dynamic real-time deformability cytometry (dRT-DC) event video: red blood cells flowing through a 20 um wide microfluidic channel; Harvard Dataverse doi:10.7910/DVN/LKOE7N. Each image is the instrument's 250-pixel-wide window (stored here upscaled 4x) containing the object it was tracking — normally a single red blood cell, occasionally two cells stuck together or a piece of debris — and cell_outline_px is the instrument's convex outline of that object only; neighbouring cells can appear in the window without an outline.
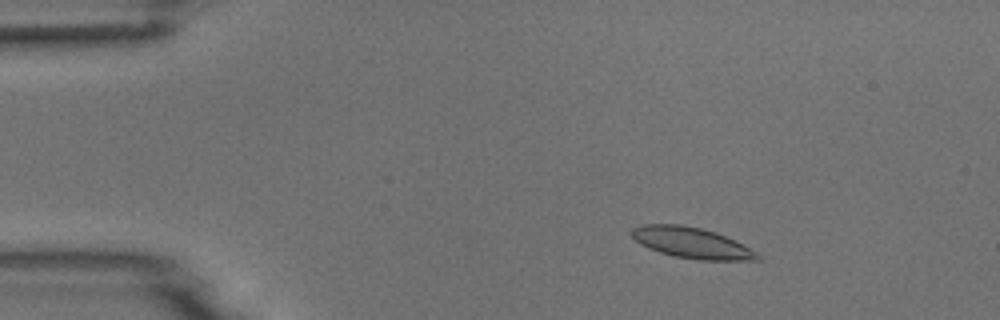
{"species": "common noctule bat (a hibernating species)", "species_latin": "Nyctalus noctula", "temperature_condition": "room temperature", "stored_images_in_passage": 5, "camera_frame_rate_fps": 3000, "um_per_image_px": 0.085, "animal": {"sex": "male", "body_mass_g": 18.8}, "frame": {"image": 1, "passage_image": 3, "time_ms": 2.333, "image_size_px": [1000, 320], "cell_outline_px": [[760, 260], [700, 260], [672, 256], [648, 248], [640, 244], [628, 232], [632, 228], [640, 224], [680, 224], [700, 228], [716, 232], [736, 240], [756, 252], [760, 256]], "centroid_in_image_um": [58.76, 20.63], "position_along_channel_um": 26.2, "area_um2": 22.77}}